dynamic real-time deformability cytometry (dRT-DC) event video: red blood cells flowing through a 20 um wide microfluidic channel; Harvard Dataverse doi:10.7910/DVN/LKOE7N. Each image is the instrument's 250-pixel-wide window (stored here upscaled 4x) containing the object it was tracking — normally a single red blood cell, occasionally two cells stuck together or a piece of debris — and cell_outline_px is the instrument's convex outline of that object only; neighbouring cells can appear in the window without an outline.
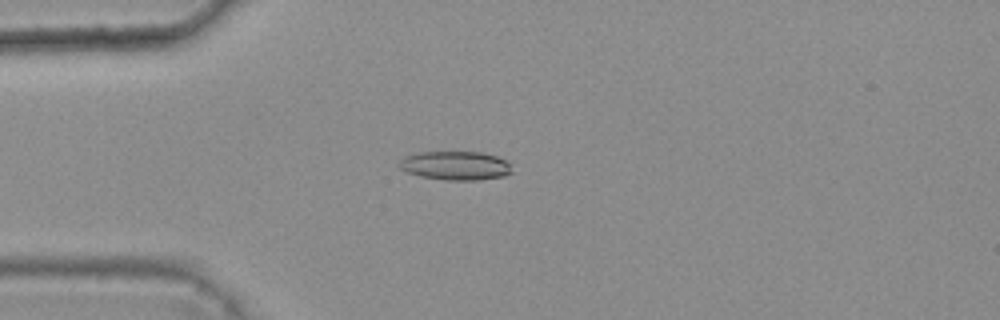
{"species": "common noctule bat (a hibernating species)", "species_latin": "Nyctalus noctula", "temperature_condition": "warm", "stored_images_in_passage": 3, "camera_frame_rate_fps": 3000, "um_per_image_px": 0.085, "animal": {"sex": "female", "body_mass_g": 25.1}, "frame": {"image": 1, "passage_image": 3, "time_ms": 0.667, "image_size_px": [1000, 320], "cell_outline_px": [[512, 172], [504, 176], [476, 180], [444, 180], [420, 176], [408, 172], [400, 168], [396, 164], [404, 156], [420, 152], [480, 152], [496, 156], [508, 160]], "centroid_in_image_um": [38.7, 14.07], "position_along_channel_um": 46.3, "area_um2": 19.02}}